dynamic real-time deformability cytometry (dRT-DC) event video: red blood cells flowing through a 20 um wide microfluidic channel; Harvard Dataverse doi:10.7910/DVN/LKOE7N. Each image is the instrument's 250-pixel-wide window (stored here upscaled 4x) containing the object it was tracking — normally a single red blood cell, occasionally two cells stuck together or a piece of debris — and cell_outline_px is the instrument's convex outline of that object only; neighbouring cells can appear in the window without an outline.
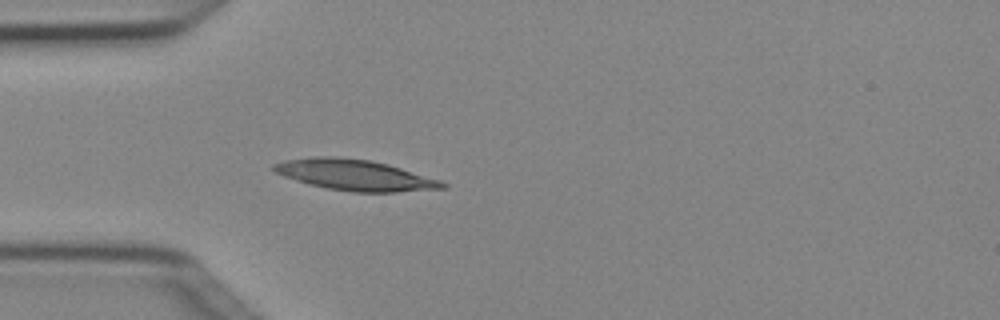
{"species": "Egyptian fruit bat (a non-hibernating species)", "species_latin": "Rousettus aegyptiacus", "temperature_condition": "cold", "stored_images_in_passage": 5, "camera_frame_rate_fps": 3000, "um_per_image_px": 0.085, "animal": {"sex": "female"}, "frame": {"image": 1, "passage_image": 5, "time_ms": 1.333, "image_size_px": [1000, 320], "cell_outline_px": [[448, 188], [396, 192], [352, 192], [328, 188], [308, 184], [284, 176], [276, 172], [272, 168], [272, 164], [284, 160], [316, 156], [336, 156], [368, 160], [388, 164], [440, 180], [448, 184]], "centroid_in_image_um": [30.17, 14.87], "position_along_channel_um": 54.8, "area_um2": 30.23}}